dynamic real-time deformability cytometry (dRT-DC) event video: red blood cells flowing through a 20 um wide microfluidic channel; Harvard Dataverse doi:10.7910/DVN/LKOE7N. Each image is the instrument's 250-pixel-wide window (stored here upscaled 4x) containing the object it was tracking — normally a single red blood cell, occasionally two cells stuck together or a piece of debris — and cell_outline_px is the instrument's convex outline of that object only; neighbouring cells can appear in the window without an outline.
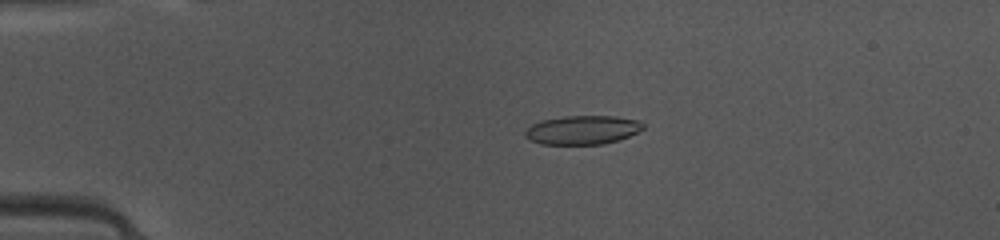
{"species": "common noctule bat (a hibernating species)", "species_latin": "Nyctalus noctula", "temperature_condition": "warm", "stored_images_in_passage": 39, "camera_frame_rate_fps": 3000, "um_per_image_px": 0.085, "animal": {"sex": "female", "body_mass_g": 10.0, "forearm_length_mm": 53.1}, "frame": {"image": 1, "passage_image": 2, "time_ms": 0.333, "image_size_px": [1000, 240], "cell_outline_px": [[644, 128], [620, 140], [604, 144], [540, 144], [524, 136], [524, 132], [532, 124], [544, 120], [564, 116], [616, 116], [640, 120], [644, 124]], "centroid_in_image_um": [49.54, 11.04], "position_along_channel_um": 35.5, "area_um2": 19.83}}
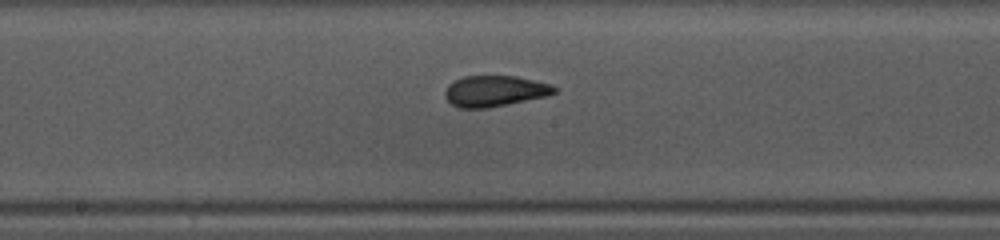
{"frame": {"image": 2, "passage_image": 17, "time_ms": 5.333, "image_size_px": [1000, 240], "cell_outline_px": [[556, 92], [544, 96], [488, 108], [460, 108], [452, 104], [444, 96], [444, 92], [448, 84], [464, 76], [516, 76], [552, 84], [556, 88]], "centroid_in_image_um": [42.02, 7.73], "position_along_channel_um": 206.2, "area_um2": 19.54}}
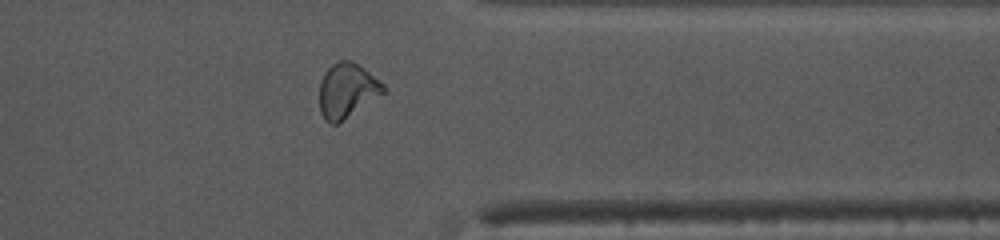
{"frame": {"image": 3, "passage_image": 30, "time_ms": 9.667, "image_size_px": [1000, 240], "cell_outline_px": [[388, 88], [384, 92], [336, 124], [328, 124], [324, 120], [320, 112], [320, 80], [324, 72], [332, 64], [340, 60], [352, 60], [364, 68], [384, 84]], "centroid_in_image_um": [29.47, 7.67], "position_along_channel_um": 381.9, "area_um2": 20.17}, "authors_computed_cell_mechanics": {"area_um2": 19.8832, "velocity_mm_per_s": 4.1562, "shape_relaxation_time_tau1_ms": 7.3687, "shape_relaxation_time_tau2_ms": 1.2095, "deformation_change_tau1": 0.1915, "deformation_change_tau2": 0.0439}}